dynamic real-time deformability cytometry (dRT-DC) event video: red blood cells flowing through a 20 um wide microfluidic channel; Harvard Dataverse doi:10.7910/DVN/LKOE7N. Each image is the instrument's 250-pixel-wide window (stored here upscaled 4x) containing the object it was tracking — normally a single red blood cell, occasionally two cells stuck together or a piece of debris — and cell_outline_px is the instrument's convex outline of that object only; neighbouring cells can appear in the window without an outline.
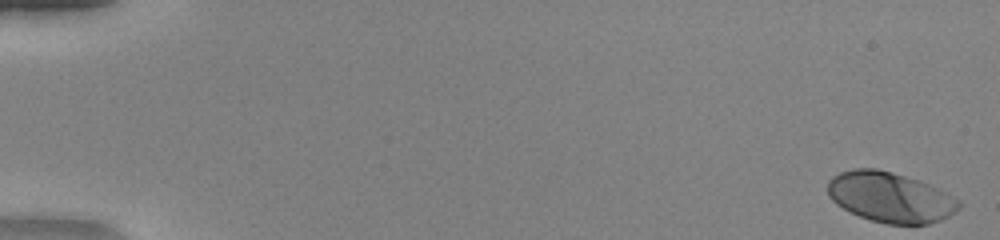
{"species": "human", "species_latin": "Homo sapiens", "temperature_condition": "warm", "stored_images_in_passage": 37, "camera_frame_rate_fps": 3000, "um_per_image_px": 0.085, "donor": {"sex": "female"}, "frame": {"image": 1, "passage_image": 1, "time_ms": 0.0, "image_size_px": [1000, 240], "cell_outline_px": [[964, 204], [960, 208], [948, 216], [940, 220], [928, 224], [888, 224], [872, 220], [860, 216], [836, 204], [828, 196], [828, 180], [832, 176], [840, 172], [852, 168], [876, 168], [892, 172], [928, 184], [960, 200]], "centroid_in_image_um": [75.66, 16.76], "position_along_channel_um": 9.3, "area_um2": 38.21}}
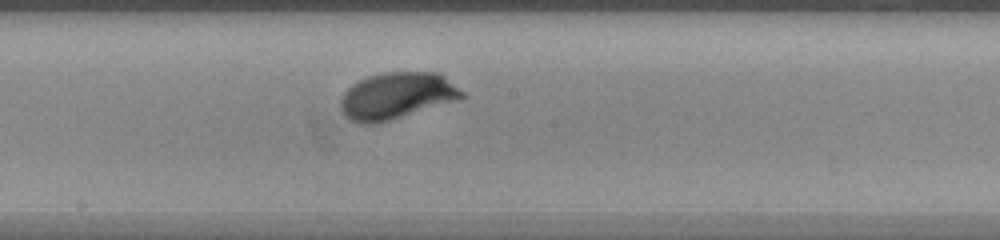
{"frame": {"image": 2, "passage_image": 22, "time_ms": 7.0, "image_size_px": [1000, 240], "cell_outline_px": [[464, 96], [460, 100], [376, 124], [356, 124], [344, 116], [340, 108], [340, 100], [344, 92], [352, 84], [368, 76], [384, 72], [440, 72], [464, 92]], "centroid_in_image_um": [33.71, 8.15], "position_along_channel_um": 214.5, "area_um2": 33.35}}
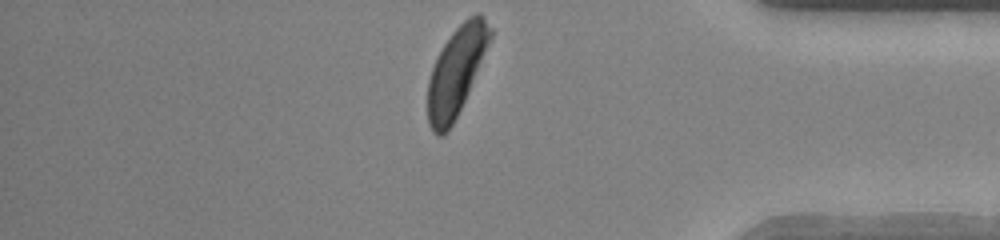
{"frame": {"image": 3, "passage_image": 37, "time_ms": 12.0, "image_size_px": [1000, 240], "cell_outline_px": [[492, 36], [464, 100], [448, 132], [440, 136], [436, 136], [432, 132], [428, 124], [428, 80], [432, 68], [444, 44], [452, 32], [468, 16], [476, 12], [480, 12], [484, 16], [492, 28]], "centroid_in_image_um": [38.77, 6.05], "position_along_channel_um": 396.4, "area_um2": 31.62}, "authors_computed_cell_mechanics": {"area_um2": 32.1368, "velocity_mm_per_s": 4.0497, "shape_relaxation_time_tau1_ms": 2.0359, "shape_relaxation_time_tau2_ms": null, "deformation_change_tau1": 0.1492, "deformation_change_tau2": null}}